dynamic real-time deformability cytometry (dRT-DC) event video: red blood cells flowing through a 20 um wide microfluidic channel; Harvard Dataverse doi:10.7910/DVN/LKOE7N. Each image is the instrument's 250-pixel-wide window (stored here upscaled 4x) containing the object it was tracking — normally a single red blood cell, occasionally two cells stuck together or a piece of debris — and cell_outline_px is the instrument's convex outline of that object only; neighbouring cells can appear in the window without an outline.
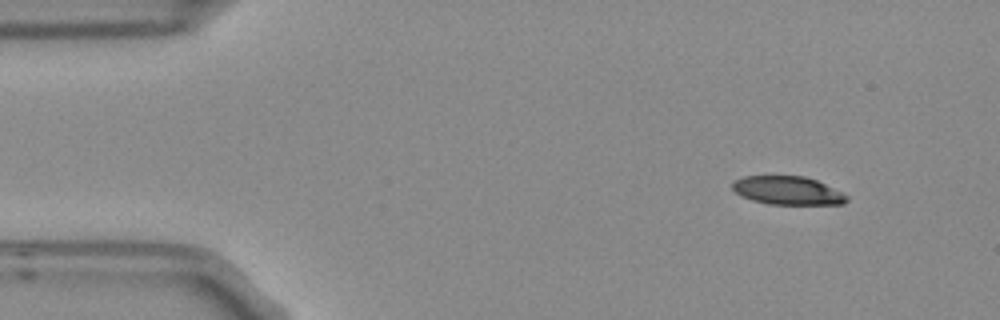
{"species": "Egyptian fruit bat (a non-hibernating species)", "species_latin": "Rousettus aegyptiacus", "temperature_condition": "room temperature", "stored_images_in_passage": 6, "camera_frame_rate_fps": 3000, "um_per_image_px": 0.085, "frame": {"image": 1, "passage_image": 1, "time_ms": 0.0, "image_size_px": [1000, 320], "cell_outline_px": [[848, 200], [844, 204], [768, 204], [752, 200], [740, 196], [732, 188], [732, 180], [744, 176], [804, 176], [816, 180], [848, 196]], "centroid_in_image_um": [66.9, 16.19], "position_along_channel_um": 18.1, "area_um2": 18.84}}
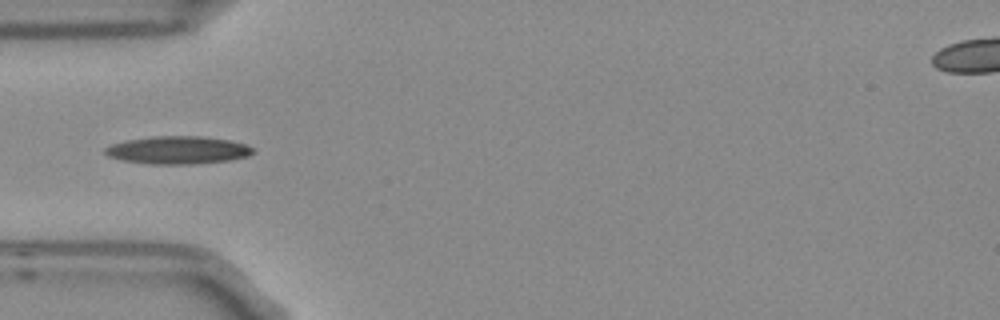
{"frame": {"image": 2, "passage_image": 4, "time_ms": 1.0, "image_size_px": [1000, 320], "cell_outline_px": [[256, 152], [248, 156], [228, 160], [188, 164], [152, 164], [124, 160], [108, 156], [104, 152], [104, 148], [112, 144], [128, 140], [152, 136], [200, 136], [232, 140], [244, 144], [252, 148]], "centroid_in_image_um": [15.13, 12.75], "position_along_channel_um": 69.9, "area_um2": 23.76}}